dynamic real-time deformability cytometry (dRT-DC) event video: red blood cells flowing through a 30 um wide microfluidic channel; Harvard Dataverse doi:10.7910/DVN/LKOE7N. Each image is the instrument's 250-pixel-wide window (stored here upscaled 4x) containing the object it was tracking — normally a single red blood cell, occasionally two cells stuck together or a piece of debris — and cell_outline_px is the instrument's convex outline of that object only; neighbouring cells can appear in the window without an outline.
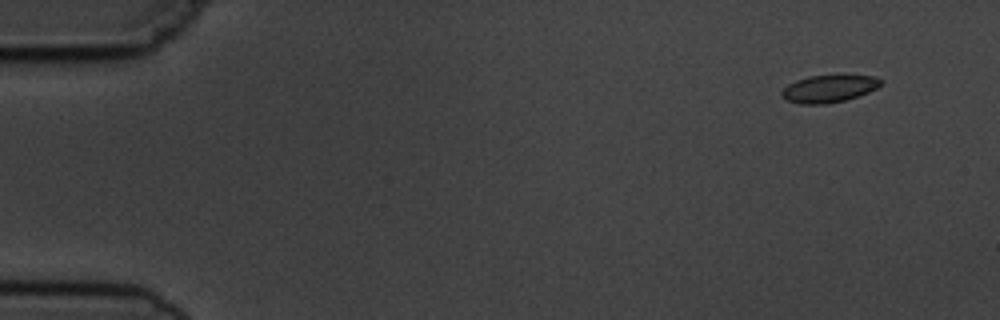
{"species": "common noctule bat (a hibernating species)", "species_latin": "Nyctalus noctula", "temperature_condition": "cold", "stored_images_in_passage": 4, "camera_frame_rate_fps": 3000, "um_per_image_px": 0.085, "animal": {"sex": "male", "body_mass_g": 19.5, "forearm_length_mm": 54.6}, "frame": {"image": 1, "passage_image": 4, "time_ms": 4.667, "image_size_px": [1000, 320], "cell_outline_px": [[884, 84], [868, 92], [844, 100], [828, 104], [800, 104], [788, 100], [780, 96], [780, 92], [788, 84], [796, 80], [808, 76], [876, 76], [884, 80]], "centroid_in_image_um": [70.46, 7.54], "position_along_channel_um": 14.5, "area_um2": 15.72}}